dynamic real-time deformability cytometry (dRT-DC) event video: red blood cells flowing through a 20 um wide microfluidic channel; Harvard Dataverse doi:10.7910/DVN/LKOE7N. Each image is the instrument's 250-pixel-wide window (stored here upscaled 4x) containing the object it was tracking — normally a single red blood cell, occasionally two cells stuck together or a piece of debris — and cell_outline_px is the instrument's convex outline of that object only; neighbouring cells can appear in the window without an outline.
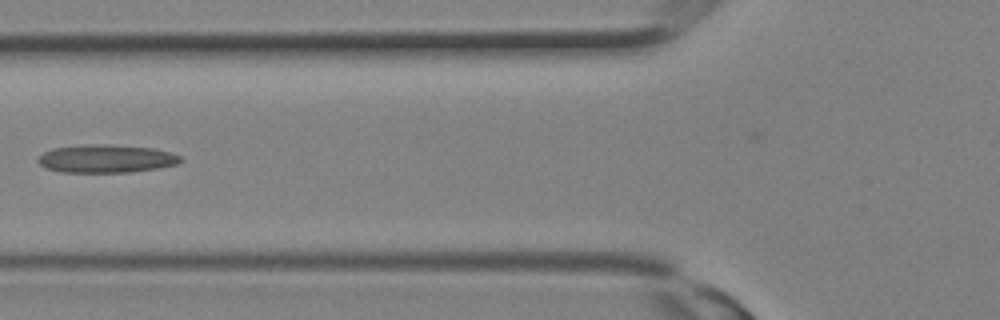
{"species": "Egyptian fruit bat (a non-hibernating species)", "species_latin": "Rousettus aegyptiacus", "temperature_condition": "room temperature", "stored_images_in_passage": 10, "camera_frame_rate_fps": 3000, "um_per_image_px": 0.085, "animal": {"sex": "female"}, "frame": {"image": 1, "passage_image": 9, "time_ms": 2.667, "image_size_px": [1000, 320], "cell_outline_px": [[184, 160], [176, 164], [156, 168], [132, 172], [60, 172], [44, 168], [36, 160], [44, 152], [52, 148], [84, 144], [112, 144], [152, 148], [168, 152], [180, 156]], "centroid_in_image_um": [8.98, 13.48], "position_along_channel_um": 116.8, "area_um2": 23.41}}